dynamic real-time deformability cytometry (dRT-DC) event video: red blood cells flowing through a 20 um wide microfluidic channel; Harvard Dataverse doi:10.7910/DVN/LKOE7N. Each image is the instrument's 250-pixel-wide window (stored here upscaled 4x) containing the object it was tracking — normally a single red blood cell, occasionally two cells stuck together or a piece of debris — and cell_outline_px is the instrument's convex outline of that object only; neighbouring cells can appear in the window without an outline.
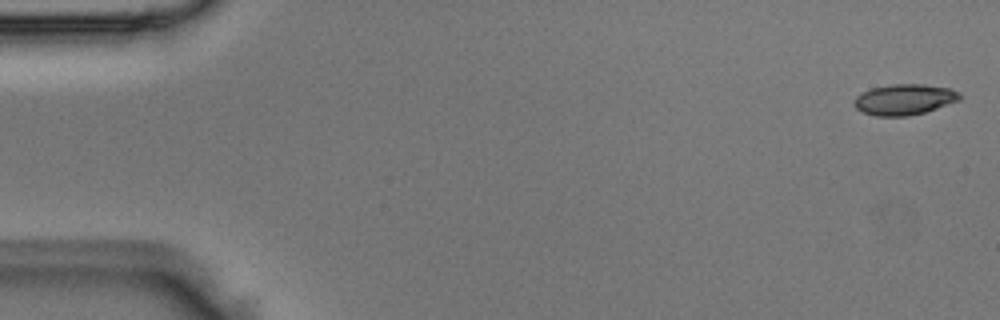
{"species": "Egyptian fruit bat (a non-hibernating species)", "species_latin": "Rousettus aegyptiacus", "temperature_condition": "room temperature", "stored_images_in_passage": 50, "camera_frame_rate_fps": 3000, "um_per_image_px": 0.085, "animal": {"sex": "male"}, "frame": {"image": 1, "passage_image": 1, "time_ms": 0.0, "image_size_px": [1000, 320], "cell_outline_px": [[960, 100], [924, 112], [908, 116], [876, 116], [864, 112], [856, 108], [856, 96], [860, 92], [872, 88], [892, 84], [924, 84], [948, 88], [960, 92]], "centroid_in_image_um": [76.88, 8.45], "position_along_channel_um": 8.1, "area_um2": 18.73}}
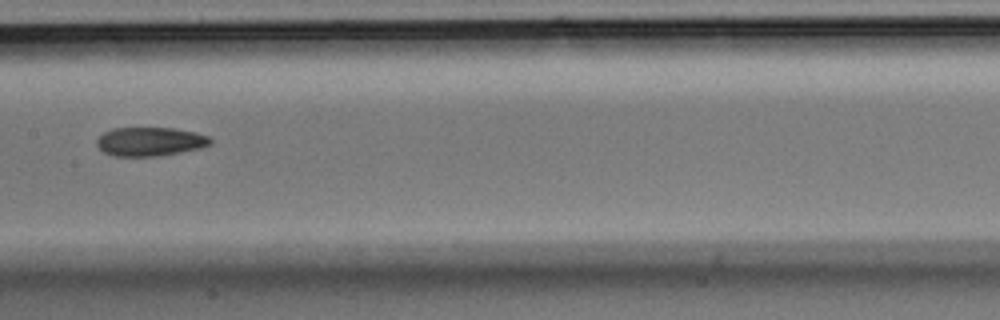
{"frame": {"image": 2, "passage_image": 25, "time_ms": 8.0, "image_size_px": [1000, 320], "cell_outline_px": [[212, 144], [200, 148], [160, 156], [112, 156], [104, 152], [96, 144], [96, 140], [104, 132], [112, 128], [172, 128], [196, 132], [208, 136], [212, 140]], "centroid_in_image_um": [12.76, 12.03], "position_along_channel_um": 194.6, "area_um2": 19.13}}
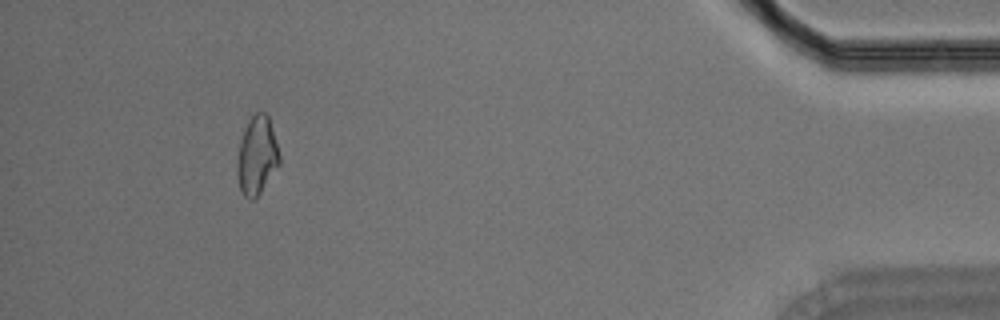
{"frame": {"image": 3, "passage_image": 46, "time_ms": 15.0, "image_size_px": [1000, 320], "cell_outline_px": [[280, 164], [260, 192], [252, 200], [248, 200], [240, 192], [236, 172], [236, 164], [240, 140], [244, 128], [248, 120], [256, 112], [264, 112], [268, 116], [280, 156]], "centroid_in_image_um": [21.81, 13.25], "position_along_channel_um": 413.4, "area_um2": 19.31}}